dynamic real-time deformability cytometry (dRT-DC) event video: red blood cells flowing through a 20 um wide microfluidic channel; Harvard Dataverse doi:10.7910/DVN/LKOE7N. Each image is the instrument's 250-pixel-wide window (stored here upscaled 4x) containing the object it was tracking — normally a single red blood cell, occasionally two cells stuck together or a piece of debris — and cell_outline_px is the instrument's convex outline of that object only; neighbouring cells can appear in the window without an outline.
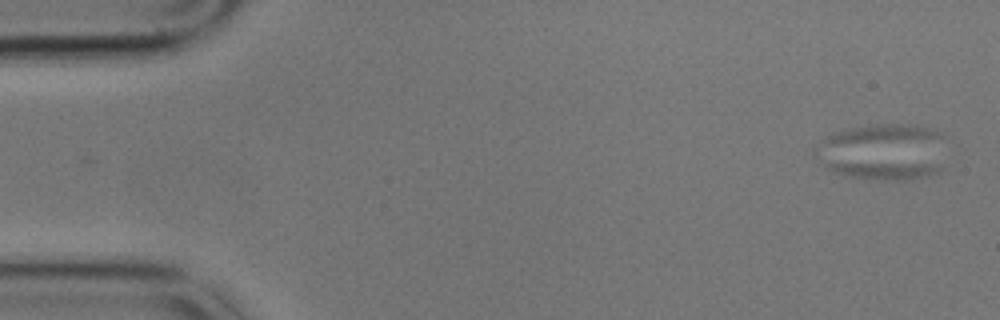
{"species": "common noctule bat (a hibernating species)", "species_latin": "Nyctalus noctula", "temperature_condition": "cold", "stored_images_in_passage": 14, "camera_frame_rate_fps": 3000, "um_per_image_px": 0.085, "animal": {"sex": "male", "body_mass_g": 17.9}, "frame": {"image": 1, "passage_image": 3, "time_ms": 0.667, "image_size_px": [1000, 320], "cell_outline_px": [[940, 168], [936, 172], [920, 176], [900, 180], [884, 180], [852, 176], [832, 172], [824, 164], [824, 160], [924, 164]], "centroid_in_image_um": [74.8, 14.42], "position_along_channel_um": 10.2, "area_um2": 11.33}}